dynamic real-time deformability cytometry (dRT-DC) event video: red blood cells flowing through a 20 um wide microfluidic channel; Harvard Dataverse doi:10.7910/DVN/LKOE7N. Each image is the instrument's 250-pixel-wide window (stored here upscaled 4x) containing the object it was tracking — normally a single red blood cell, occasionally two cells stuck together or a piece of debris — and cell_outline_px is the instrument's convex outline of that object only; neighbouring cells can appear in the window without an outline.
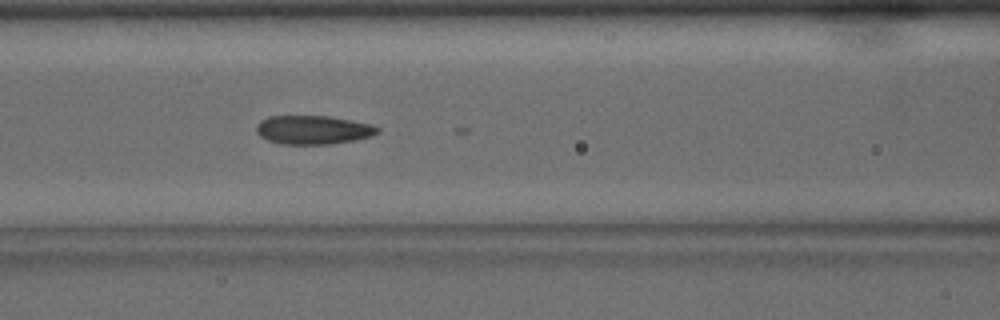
{"species": "common noctule bat (a hibernating species)", "species_latin": "Nyctalus noctula", "temperature_condition": "warm", "stored_images_in_passage": 19, "camera_frame_rate_fps": 3000, "um_per_image_px": 0.085, "animal": {"sex": "male", "body_mass_g": 15.6}, "frame": {"image": 1, "passage_image": 9, "time_ms": 2.667, "image_size_px": [1000, 320], "cell_outline_px": [[380, 132], [372, 136], [356, 140], [332, 144], [280, 144], [268, 140], [260, 136], [256, 132], [256, 124], [260, 120], [268, 116], [328, 116], [372, 124], [380, 128]], "centroid_in_image_um": [26.62, 11.04], "position_along_channel_um": 140.0, "area_um2": 20.52}}